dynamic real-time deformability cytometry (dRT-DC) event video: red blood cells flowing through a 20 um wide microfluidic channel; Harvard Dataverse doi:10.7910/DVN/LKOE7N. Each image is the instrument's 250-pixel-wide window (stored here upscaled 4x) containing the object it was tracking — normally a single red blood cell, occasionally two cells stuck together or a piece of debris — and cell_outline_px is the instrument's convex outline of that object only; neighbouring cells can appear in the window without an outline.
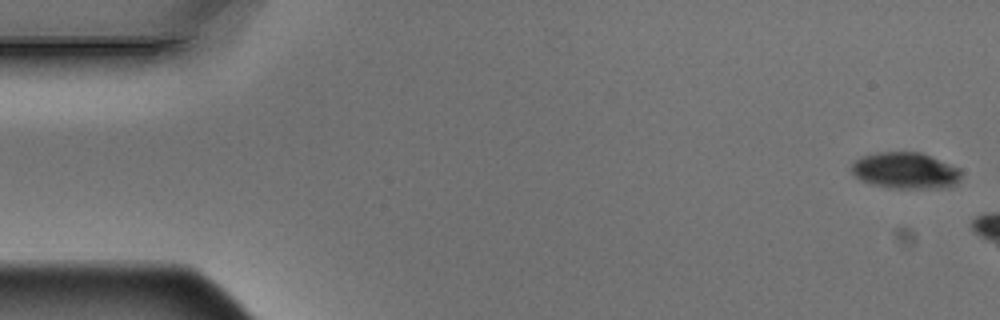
{"species": "Egyptian fruit bat (a non-hibernating species)", "species_latin": "Rousettus aegyptiacus", "temperature_condition": "warm", "stored_images_in_passage": 3, "camera_frame_rate_fps": 3000, "um_per_image_px": 0.085, "animal": {"sex": "male"}, "frame": {"image": 1, "passage_image": 1, "time_ms": 0.0, "image_size_px": [1000, 320], "cell_outline_px": [[960, 180], [952, 188], [888, 188], [872, 184], [860, 180], [852, 172], [852, 164], [856, 160], [864, 156], [880, 152], [920, 152], [960, 168]], "centroid_in_image_um": [77.0, 14.52], "position_along_channel_um": 8.0, "area_um2": 23.24}}